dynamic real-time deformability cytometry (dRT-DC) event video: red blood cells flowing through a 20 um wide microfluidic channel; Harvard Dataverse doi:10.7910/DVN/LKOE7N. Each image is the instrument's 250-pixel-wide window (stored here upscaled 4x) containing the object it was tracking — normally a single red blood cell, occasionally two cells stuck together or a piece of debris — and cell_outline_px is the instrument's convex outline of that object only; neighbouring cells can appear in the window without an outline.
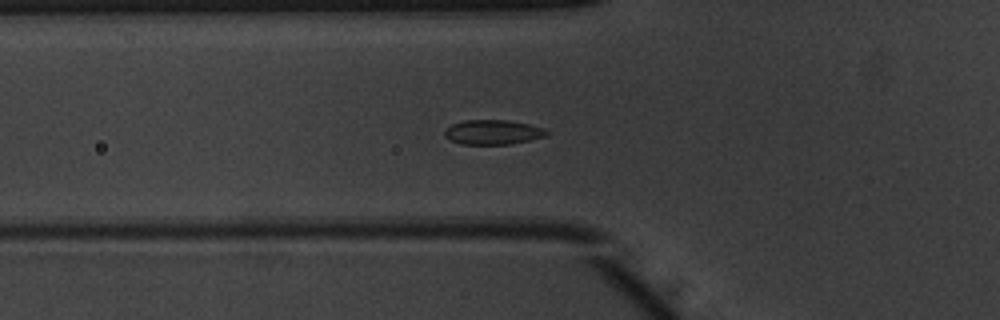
{"species": "common noctule bat (a hibernating species)", "species_latin": "Nyctalus noctula", "temperature_condition": "warm", "stored_images_in_passage": 39, "segment_of_instrument_passage": [1, 2], "camera_frame_rate_fps": 3000, "um_per_image_px": 0.085, "animal": {"sex": "male", "body_mass_g": 20.1, "forearm_length_mm": 53.5}, "frame": {"image": 1, "passage_image": 5, "time_ms": 1.333, "image_size_px": [1000, 320], "cell_outline_px": [[548, 136], [512, 144], [460, 144], [444, 136], [444, 128], [452, 124], [464, 120], [508, 120], [528, 124], [544, 128], [548, 132]], "centroid_in_image_um": [41.89, 11.23], "position_along_channel_um": 83.9, "area_um2": 14.74}}
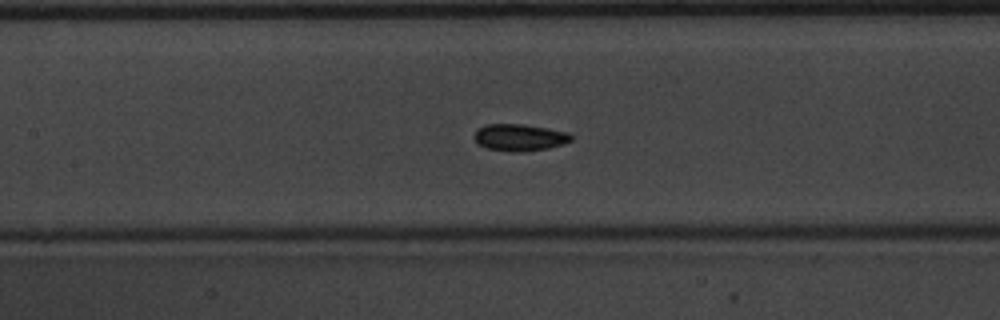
{"frame": {"image": 2, "passage_image": 11, "time_ms": 3.333, "image_size_px": [1000, 320], "cell_outline_px": [[572, 140], [564, 144], [548, 148], [524, 152], [512, 152], [488, 148], [476, 144], [472, 136], [480, 128], [488, 124], [524, 124], [548, 128], [568, 132], [572, 136]], "centroid_in_image_um": [44.17, 11.69], "position_along_channel_um": 163.2, "area_um2": 15.32}}
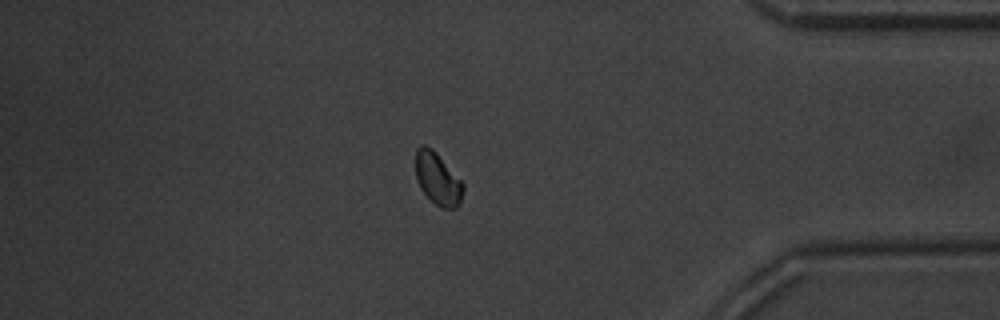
{"frame": {"image": 3, "passage_image": 31, "time_ms": 10.0, "image_size_px": [1000, 320], "cell_outline_px": [[464, 188], [460, 204], [456, 208], [440, 208], [420, 188], [416, 176], [416, 148], [420, 144], [424, 144], [432, 148], [436, 152], [464, 184]], "centroid_in_image_um": [37.2, 15.18], "position_along_channel_um": 398.0, "area_um2": 14.39}}